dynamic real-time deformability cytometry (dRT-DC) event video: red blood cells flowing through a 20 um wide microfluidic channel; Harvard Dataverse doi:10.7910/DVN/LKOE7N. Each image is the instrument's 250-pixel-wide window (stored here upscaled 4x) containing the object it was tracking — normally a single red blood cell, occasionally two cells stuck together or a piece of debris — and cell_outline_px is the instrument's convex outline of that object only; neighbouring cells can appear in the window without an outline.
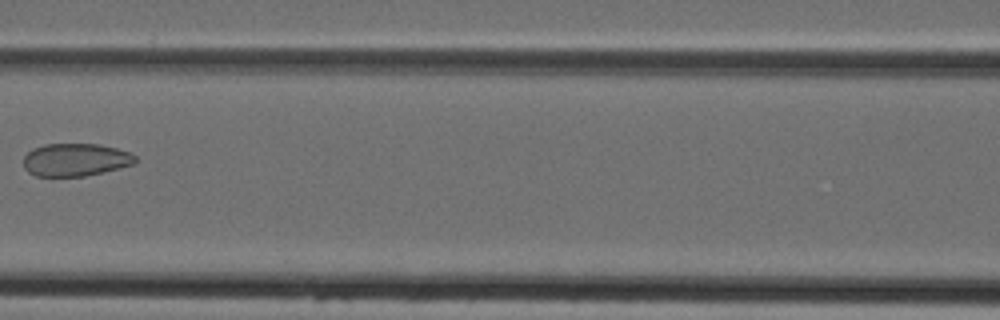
{"species": "Egyptian fruit bat (a non-hibernating species)", "species_latin": "Rousettus aegyptiacus", "temperature_condition": "cold", "stored_images_in_passage": 3, "camera_frame_rate_fps": 3000, "um_per_image_px": 0.085, "animal": {"sex": "female"}, "frame": {"image": 1, "passage_image": 3, "time_ms": 2.333, "image_size_px": [1000, 320], "cell_outline_px": [[136, 160], [132, 164], [84, 176], [36, 176], [28, 172], [24, 168], [24, 156], [32, 148], [44, 144], [96, 144], [116, 148], [128, 152], [136, 156]], "centroid_in_image_um": [6.35, 13.57], "position_along_channel_um": 160.2, "area_um2": 21.1}}